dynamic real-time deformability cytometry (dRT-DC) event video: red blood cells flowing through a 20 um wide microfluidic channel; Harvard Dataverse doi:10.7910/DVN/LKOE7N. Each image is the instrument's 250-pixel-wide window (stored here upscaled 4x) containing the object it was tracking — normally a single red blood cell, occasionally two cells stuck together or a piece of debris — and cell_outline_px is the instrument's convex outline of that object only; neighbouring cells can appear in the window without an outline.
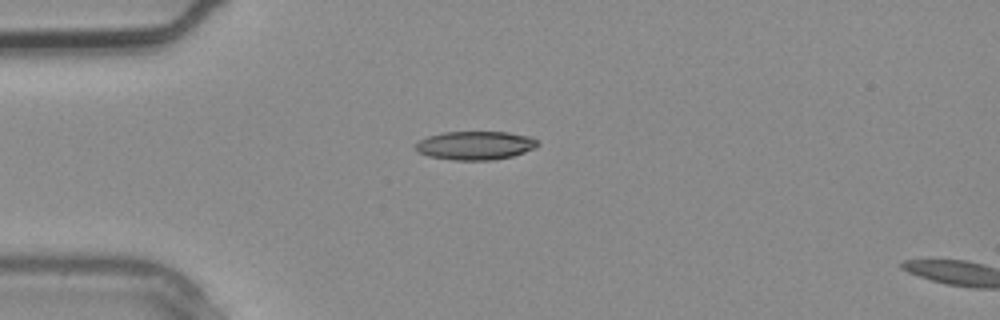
{"species": "common noctule bat (a hibernating species)", "species_latin": "Nyctalus noctula", "temperature_condition": "warm", "stored_images_in_passage": 3, "segment_of_instrument_passage": [1, 2], "camera_frame_rate_fps": 3000, "um_per_image_px": 0.085, "animal": {"sex": "male", "body_mass_g": 20.4}, "frame": {"image": 1, "passage_image": 2, "time_ms": 0.333, "image_size_px": [1000, 320], "cell_outline_px": [[540, 144], [536, 148], [512, 156], [492, 160], [452, 160], [428, 156], [416, 152], [416, 144], [420, 140], [428, 136], [444, 132], [508, 132], [528, 136], [536, 140]], "centroid_in_image_um": [40.39, 12.37], "position_along_channel_um": 44.6, "area_um2": 20.35}}